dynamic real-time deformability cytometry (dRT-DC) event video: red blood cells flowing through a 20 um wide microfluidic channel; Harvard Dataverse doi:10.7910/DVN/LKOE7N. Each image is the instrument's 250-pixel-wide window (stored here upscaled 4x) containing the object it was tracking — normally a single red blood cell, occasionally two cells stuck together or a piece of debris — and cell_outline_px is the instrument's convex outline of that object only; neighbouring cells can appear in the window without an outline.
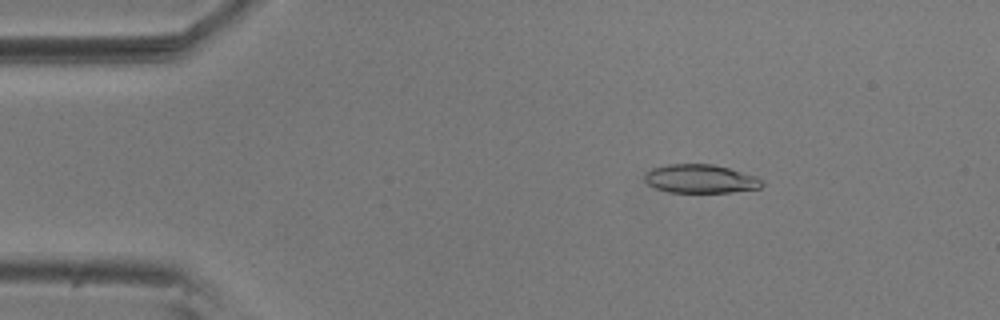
{"species": "common noctule bat (a hibernating species)", "species_latin": "Nyctalus noctula", "temperature_condition": "room temperature", "stored_images_in_passage": 50, "camera_frame_rate_fps": 3000, "um_per_image_px": 0.085, "animal": {"sex": "male", "body_mass_g": 20.5, "forearm_length_mm": 52.5}, "frame": {"image": 1, "passage_image": 3, "time_ms": 0.667, "image_size_px": [1000, 320], "cell_outline_px": [[764, 184], [760, 188], [732, 192], [668, 192], [656, 188], [648, 184], [644, 180], [644, 172], [652, 168], [668, 164], [712, 164], [728, 168], [756, 176]], "centroid_in_image_um": [59.5, 15.2], "position_along_channel_um": 25.5, "area_um2": 19.54}}
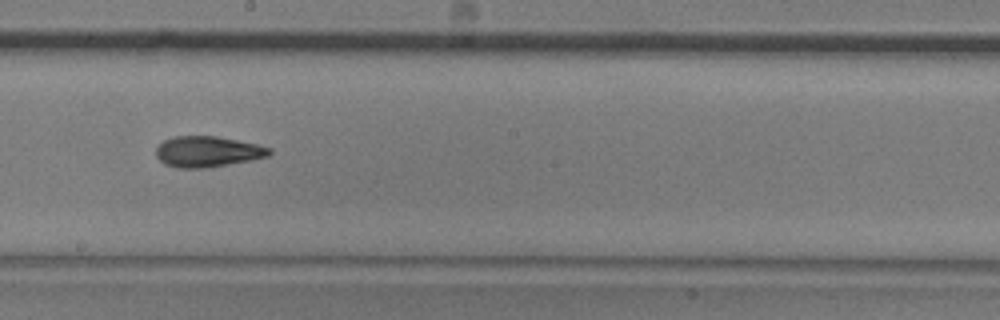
{"frame": {"image": 2, "passage_image": 25, "time_ms": 8.0, "image_size_px": [1000, 320], "cell_outline_px": [[272, 152], [268, 156], [252, 160], [204, 168], [176, 168], [164, 164], [156, 156], [156, 148], [164, 140], [176, 136], [216, 136], [256, 144], [272, 148]], "centroid_in_image_um": [17.64, 12.89], "position_along_channel_um": 230.6, "area_um2": 20.29}}
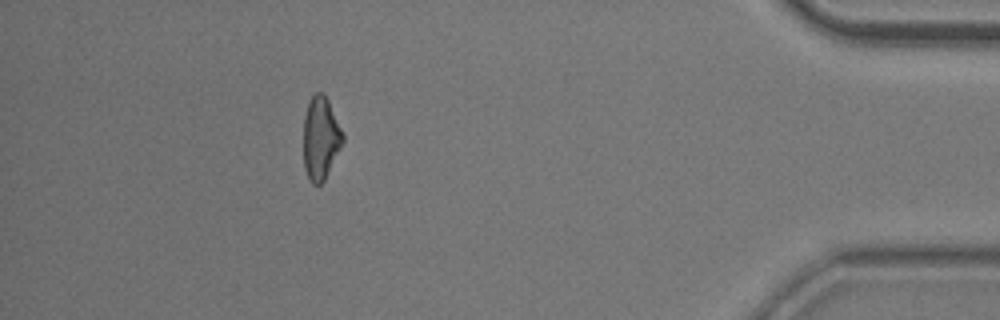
{"frame": {"image": 3, "passage_image": 44, "time_ms": 14.333, "image_size_px": [1000, 320], "cell_outline_px": [[344, 140], [324, 180], [320, 184], [312, 184], [308, 180], [304, 168], [304, 116], [308, 100], [316, 92], [324, 92], [344, 132]], "centroid_in_image_um": [27.25, 11.71], "position_along_channel_um": 407.9, "area_um2": 19.13}, "authors_computed_cell_mechanics": {"area_um2": 19.7676, "velocity_mm_per_s": 3.6457, "shape_relaxation_time_tau1_ms": 10.2761, "shape_relaxation_time_tau2_ms": 3.257, "deformation_change_tau1": 0.2502, "deformation_change_tau2": 0.1167}}